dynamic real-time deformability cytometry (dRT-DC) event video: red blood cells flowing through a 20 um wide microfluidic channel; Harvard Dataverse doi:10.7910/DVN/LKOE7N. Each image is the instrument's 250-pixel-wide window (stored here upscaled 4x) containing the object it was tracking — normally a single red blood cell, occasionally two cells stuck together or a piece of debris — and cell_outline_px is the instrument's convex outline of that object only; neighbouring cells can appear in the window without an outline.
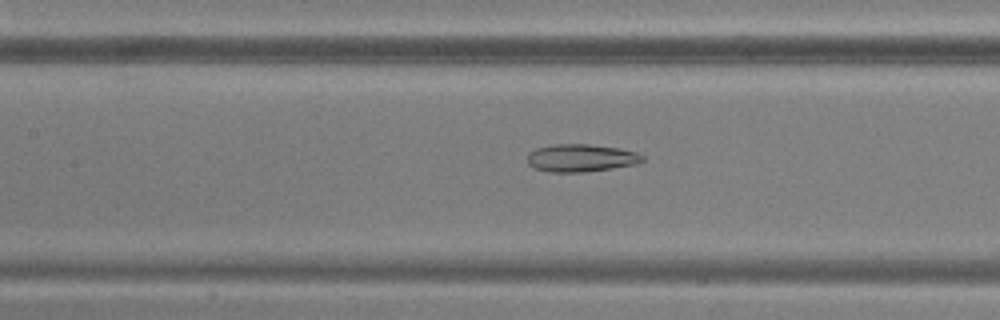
{"species": "common noctule bat (a hibernating species)", "species_latin": "Nyctalus noctula", "temperature_condition": "warm", "stored_images_in_passage": 39, "camera_frame_rate_fps": 3000, "um_per_image_px": 0.085, "animal": {"sex": "male", "body_mass_g": 20.5, "forearm_length_mm": 52.5}, "frame": {"image": 1, "passage_image": 12, "time_ms": 3.667, "image_size_px": [1000, 320], "cell_outline_px": [[644, 160], [636, 164], [612, 168], [584, 172], [548, 172], [536, 168], [528, 164], [528, 152], [536, 148], [552, 144], [588, 144], [616, 148], [636, 152], [644, 156]], "centroid_in_image_um": [49.36, 13.42], "position_along_channel_um": 158.0, "area_um2": 18.5}}
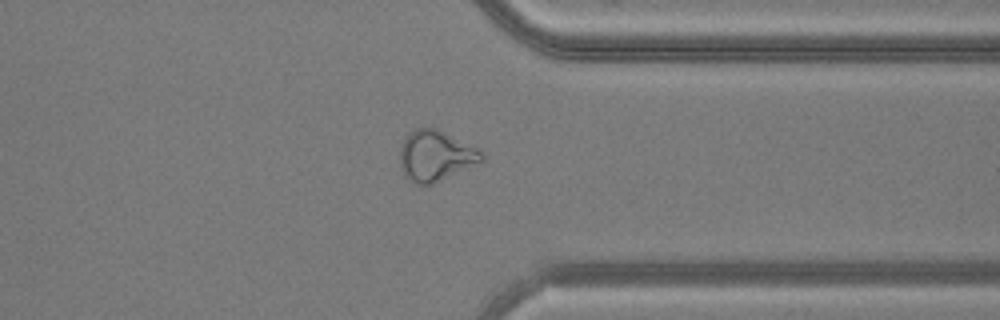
{"frame": {"image": 2, "passage_image": 28, "time_ms": 9.0, "image_size_px": [1000, 320], "cell_outline_px": [[484, 160], [480, 164], [432, 184], [416, 184], [404, 176], [400, 168], [400, 148], [408, 132], [416, 128], [436, 128], [476, 148], [484, 156]], "centroid_in_image_um": [37.01, 13.26], "position_along_channel_um": 374.4, "area_um2": 24.1}}
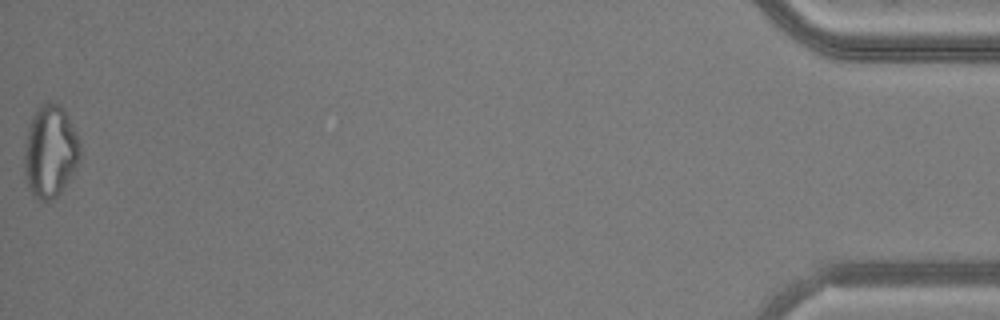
{"frame": {"image": 3, "passage_image": 39, "time_ms": 12.667, "image_size_px": [1000, 320], "cell_outline_px": [[80, 156], [68, 180], [60, 192], [52, 200], [40, 200], [32, 196], [28, 188], [24, 176], [24, 152], [28, 128], [36, 112], [48, 100], [60, 104], [64, 108], [68, 116], [80, 144]], "centroid_in_image_um": [4.25, 12.89], "position_along_channel_um": 431.0, "area_um2": 29.65}}